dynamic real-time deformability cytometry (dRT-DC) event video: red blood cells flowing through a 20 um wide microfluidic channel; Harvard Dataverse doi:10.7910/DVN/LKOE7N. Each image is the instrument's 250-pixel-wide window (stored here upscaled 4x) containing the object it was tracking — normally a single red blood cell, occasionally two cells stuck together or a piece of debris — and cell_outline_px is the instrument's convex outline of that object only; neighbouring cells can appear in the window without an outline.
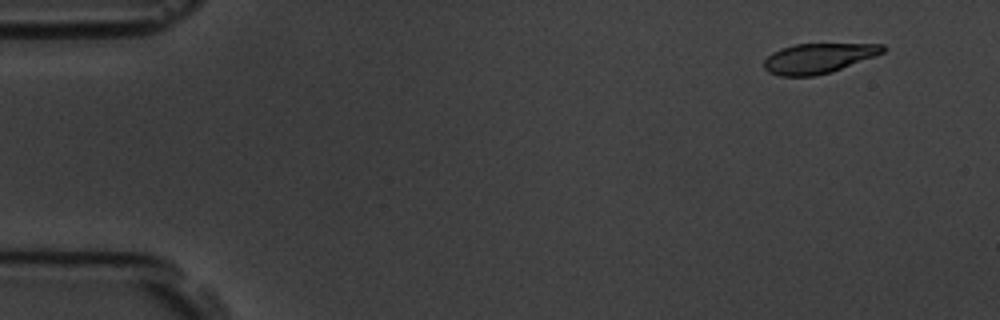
{"species": "common noctule bat (a hibernating species)", "species_latin": "Nyctalus noctula", "temperature_condition": "room temperature", "stored_images_in_passage": 6, "segment_of_instrument_passage": [2, 2], "camera_frame_rate_fps": 3000, "um_per_image_px": 0.085, "animal": {"sex": "male", "body_mass_g": 19.5, "forearm_length_mm": 54.6}, "frame": {"image": 1, "passage_image": 6, "time_ms": 5.667, "image_size_px": [1000, 320], "cell_outline_px": [[888, 48], [884, 52], [832, 72], [812, 76], [780, 76], [768, 72], [764, 68], [764, 60], [772, 52], [780, 48], [796, 44], [884, 44]], "centroid_in_image_um": [69.54, 4.95], "position_along_channel_um": 15.5, "area_um2": 20.69}}